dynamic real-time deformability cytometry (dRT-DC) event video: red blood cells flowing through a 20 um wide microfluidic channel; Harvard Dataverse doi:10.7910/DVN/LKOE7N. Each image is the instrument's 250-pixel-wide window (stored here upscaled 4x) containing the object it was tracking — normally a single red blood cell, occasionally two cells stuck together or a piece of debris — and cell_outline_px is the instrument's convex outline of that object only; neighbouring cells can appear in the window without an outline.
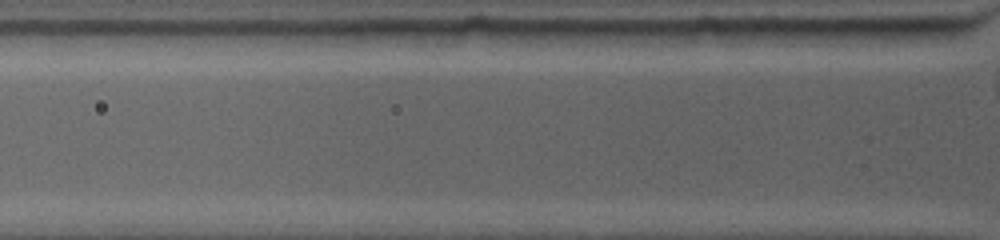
{"species": "common noctule bat (a hibernating species)", "species_latin": "Nyctalus noctula", "temperature_condition": "warm", "stored_images_in_passage": 2, "camera_frame_rate_fps": 4500, "um_per_image_px": 0.085, "animal": {"sex": "female", "body_mass_g": 19.0, "forearm_length_mm": 53.3}, "frame": {"image": 1, "passage_image": 2, "time_ms": 0.444, "image_size_px": [1000, 240], "cell_outline_px": [[964, 28], [956, 36], [944, 44], [896, 48], [892, 48], [836, 44], [820, 28]], "centroid_in_image_um": [75.78, 3.11], "position_along_channel_um": 50.0, "area_um2": 16.3}}